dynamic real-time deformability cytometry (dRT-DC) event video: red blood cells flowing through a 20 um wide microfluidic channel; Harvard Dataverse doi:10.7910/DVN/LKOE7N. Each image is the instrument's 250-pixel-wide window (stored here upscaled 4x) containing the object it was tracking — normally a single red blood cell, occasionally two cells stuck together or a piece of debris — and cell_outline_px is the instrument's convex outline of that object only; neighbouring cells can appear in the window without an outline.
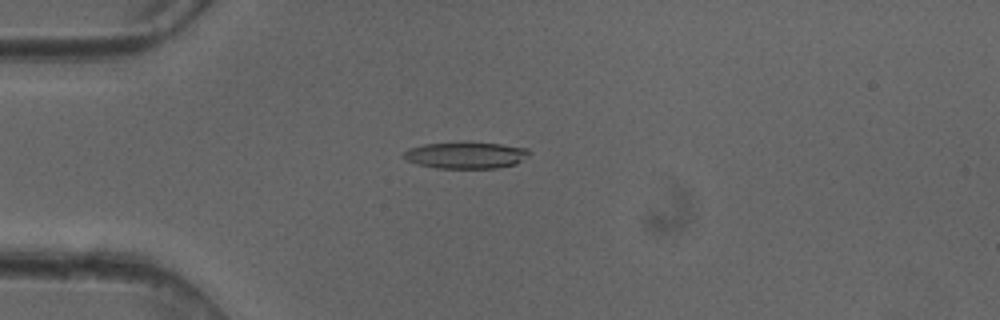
{"species": "common noctule bat (a hibernating species)", "species_latin": "Nyctalus noctula", "temperature_condition": "cold", "stored_images_in_passage": 49, "camera_frame_rate_fps": 3000, "um_per_image_px": 0.085, "animal": {"sex": "female"}, "frame": {"image": 1, "passage_image": 12, "time_ms": 3.667, "image_size_px": [1000, 320], "cell_outline_px": [[532, 152], [528, 156], [516, 164], [496, 168], [436, 168], [416, 164], [408, 160], [404, 156], [404, 152], [408, 148], [424, 144], [460, 140], [468, 140], [500, 144], [528, 148]], "centroid_in_image_um": [39.62, 13.15], "position_along_channel_um": 45.4, "area_um2": 20.11}}
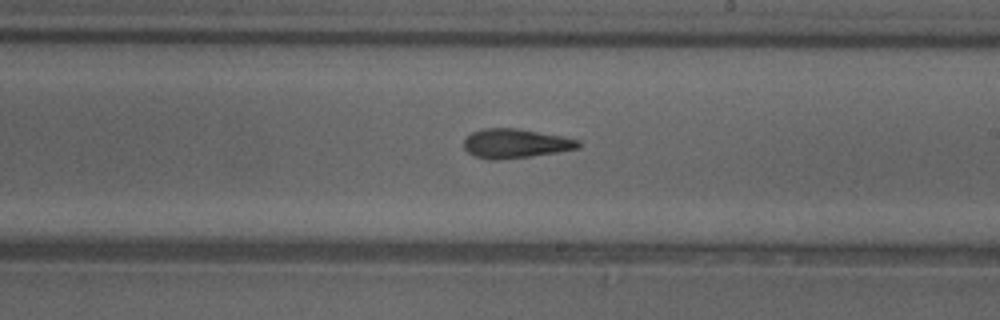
{"frame": {"image": 2, "passage_image": 28, "time_ms": 9.0, "image_size_px": [1000, 320], "cell_outline_px": [[580, 148], [532, 156], [500, 160], [488, 160], [476, 156], [468, 152], [464, 148], [464, 140], [472, 132], [484, 128], [516, 128], [560, 136], [580, 140]], "centroid_in_image_um": [43.8, 12.2], "position_along_channel_um": 245.2, "area_um2": 19.42}}
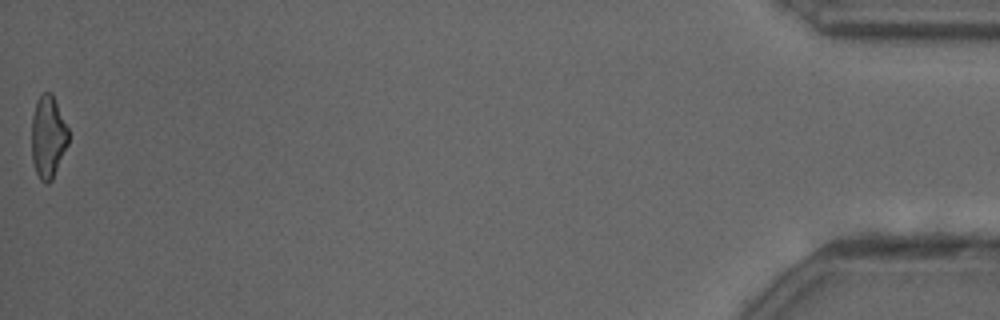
{"frame": {"image": 3, "passage_image": 49, "time_ms": 16.0, "image_size_px": [1000, 320], "cell_outline_px": [[68, 144], [52, 180], [48, 184], [44, 184], [40, 180], [36, 172], [32, 160], [32, 116], [36, 100], [44, 92], [52, 92], [68, 128]], "centroid_in_image_um": [4.08, 11.64], "position_along_channel_um": 431.1, "area_um2": 17.74}, "authors_computed_cell_mechanics": {"area_um2": 19.4208, "velocity_mm_per_s": 4.1126, "shape_relaxation_time_tau1_ms": 10.4481, "shape_relaxation_time_tau2_ms": 3.581, "deformation_change_tau1": 0.2859, "deformation_change_tau2": 0.1494}}